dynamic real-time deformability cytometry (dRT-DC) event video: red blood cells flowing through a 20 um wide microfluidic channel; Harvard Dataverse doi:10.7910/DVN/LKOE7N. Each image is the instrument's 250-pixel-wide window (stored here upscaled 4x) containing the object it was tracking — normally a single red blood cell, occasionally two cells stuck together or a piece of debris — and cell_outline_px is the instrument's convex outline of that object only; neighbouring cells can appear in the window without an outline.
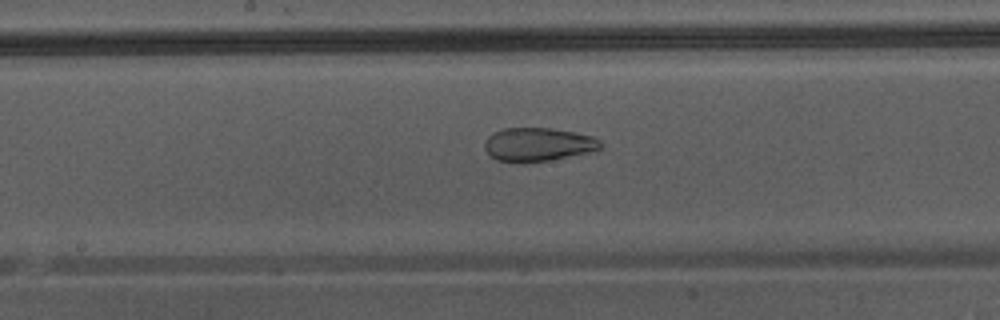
{"species": "Egyptian fruit bat (a non-hibernating species)", "species_latin": "Rousettus aegyptiacus", "temperature_condition": "warm", "stored_images_in_passage": 17, "camera_frame_rate_fps": 3000, "um_per_image_px": 0.085, "animal": {"sex": "male"}, "frame": {"image": 1, "passage_image": 12, "time_ms": 3.667, "image_size_px": [1000, 320], "cell_outline_px": [[600, 148], [552, 160], [524, 164], [520, 164], [496, 160], [484, 148], [484, 144], [488, 136], [492, 132], [504, 128], [552, 128], [576, 132], [592, 136], [600, 140]], "centroid_in_image_um": [45.66, 12.29], "position_along_channel_um": 202.5, "area_um2": 22.77}}
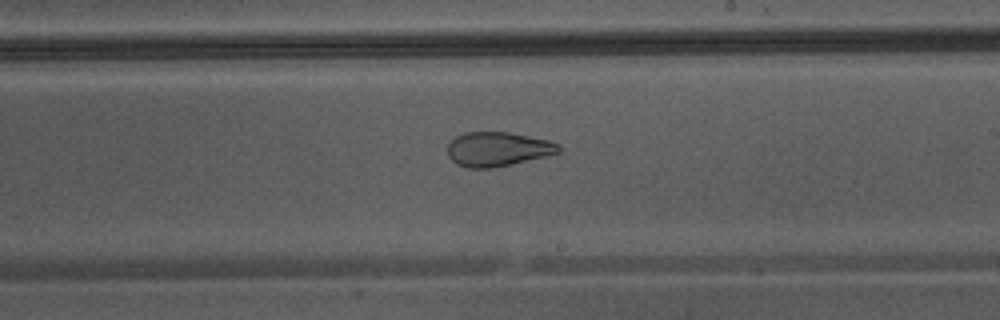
{"frame": {"image": 2, "passage_image": 15, "time_ms": 4.667, "image_size_px": [1000, 320], "cell_outline_px": [[560, 152], [512, 164], [492, 168], [468, 168], [456, 164], [448, 156], [448, 144], [456, 136], [464, 132], [508, 132], [548, 140], [560, 144]], "centroid_in_image_um": [42.28, 12.67], "position_along_channel_um": 246.7, "area_um2": 22.14}}